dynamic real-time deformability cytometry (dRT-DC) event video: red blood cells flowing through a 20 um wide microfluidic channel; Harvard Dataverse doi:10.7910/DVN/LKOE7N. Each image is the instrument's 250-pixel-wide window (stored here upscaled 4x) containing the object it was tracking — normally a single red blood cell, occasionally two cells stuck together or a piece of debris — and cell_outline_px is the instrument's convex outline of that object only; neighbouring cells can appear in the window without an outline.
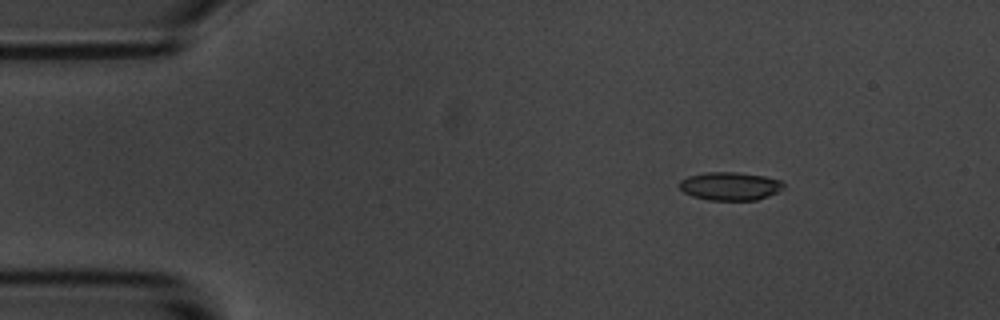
{"species": "common noctule bat (a hibernating species)", "species_latin": "Nyctalus noctula", "temperature_condition": "room temperature", "stored_images_in_passage": 8, "camera_frame_rate_fps": 3000, "um_per_image_px": 0.085, "animal": {"sex": "male", "body_mass_g": 20.1, "forearm_length_mm": 53.5}, "frame": {"image": 1, "passage_image": 3, "time_ms": 2.333, "image_size_px": [1000, 320], "cell_outline_px": [[784, 188], [768, 196], [756, 200], [708, 200], [692, 196], [684, 192], [680, 188], [680, 180], [688, 176], [704, 172], [736, 172], [764, 176], [784, 180]], "centroid_in_image_um": [62.07, 15.81], "position_along_channel_um": 22.9, "area_um2": 17.22}}
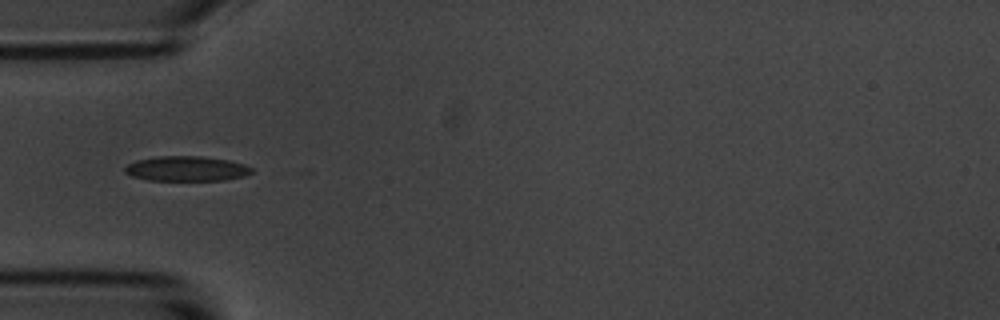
{"frame": {"image": 2, "passage_image": 6, "time_ms": 5.667, "image_size_px": [1000, 320], "cell_outline_px": [[252, 172], [244, 176], [224, 180], [148, 180], [132, 176], [124, 172], [124, 168], [128, 164], [136, 160], [156, 156], [200, 156], [228, 160], [244, 164], [252, 168]], "centroid_in_image_um": [15.83, 14.33], "position_along_channel_um": 69.2, "area_um2": 18.38}}